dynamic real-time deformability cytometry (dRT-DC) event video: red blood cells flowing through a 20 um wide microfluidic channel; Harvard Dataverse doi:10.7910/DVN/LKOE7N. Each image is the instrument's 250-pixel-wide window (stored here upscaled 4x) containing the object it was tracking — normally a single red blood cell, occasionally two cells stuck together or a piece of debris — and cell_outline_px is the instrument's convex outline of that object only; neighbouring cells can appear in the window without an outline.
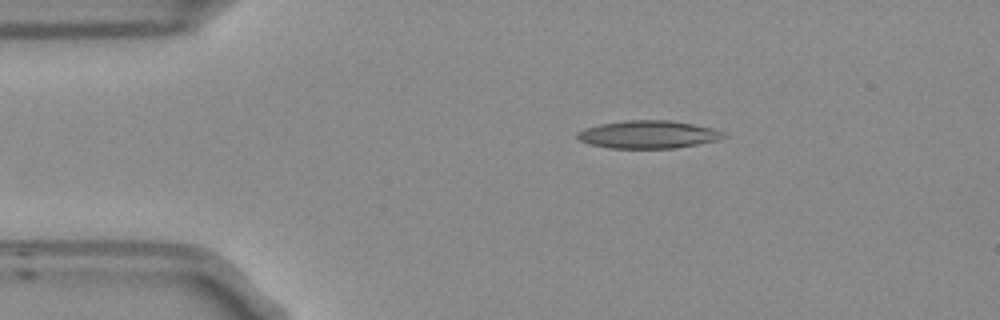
{"species": "Egyptian fruit bat (a non-hibernating species)", "species_latin": "Rousettus aegyptiacus", "temperature_condition": "room temperature", "stored_images_in_passage": 3, "camera_frame_rate_fps": 3000, "um_per_image_px": 0.085, "frame": {"image": 1, "passage_image": 1, "time_ms": 0.0, "image_size_px": [1000, 320], "cell_outline_px": [[728, 136], [720, 140], [676, 148], [612, 148], [588, 144], [580, 140], [576, 136], [576, 132], [584, 128], [600, 124], [624, 120], [668, 120], [692, 124], [712, 128]], "centroid_in_image_um": [55.07, 11.43], "position_along_channel_um": 29.9, "area_um2": 23.7}}
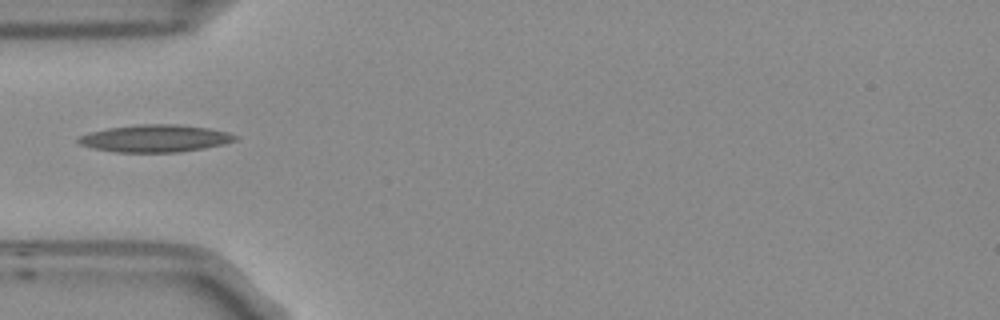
{"frame": {"image": 2, "passage_image": 3, "time_ms": 0.667, "image_size_px": [1000, 320], "cell_outline_px": [[240, 136], [236, 140], [224, 144], [204, 148], [180, 152], [116, 152], [92, 148], [80, 144], [76, 140], [80, 136], [92, 132], [108, 128], [140, 124], [180, 124], [208, 128], [228, 132]], "centroid_in_image_um": [13.23, 11.76], "position_along_channel_um": 71.8, "area_um2": 24.97}}